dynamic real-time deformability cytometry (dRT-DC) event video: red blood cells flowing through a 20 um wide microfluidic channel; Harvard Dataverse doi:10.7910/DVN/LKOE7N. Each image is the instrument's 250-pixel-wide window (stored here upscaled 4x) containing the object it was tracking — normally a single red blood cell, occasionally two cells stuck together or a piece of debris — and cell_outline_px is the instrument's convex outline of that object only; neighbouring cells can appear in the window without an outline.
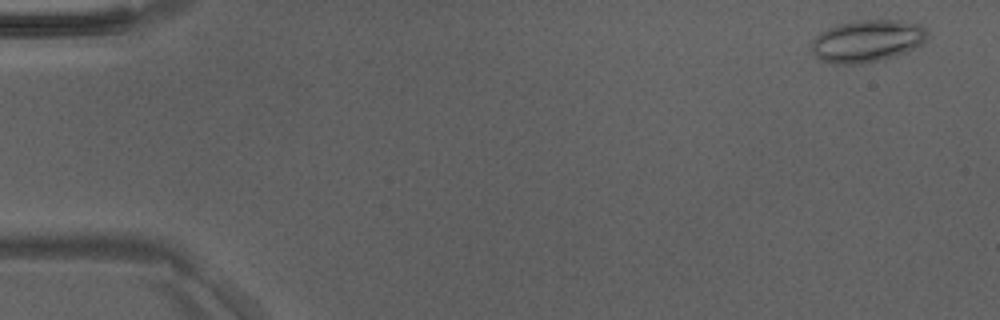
{"species": "Egyptian fruit bat (a non-hibernating species)", "species_latin": "Rousettus aegyptiacus", "temperature_condition": "room temperature", "stored_images_in_passage": 15, "camera_frame_rate_fps": 3000, "um_per_image_px": 0.085, "animal": {"sex": "male"}, "frame": {"image": 1, "passage_image": 3, "time_ms": 0.667, "image_size_px": [1000, 320], "cell_outline_px": [[928, 40], [924, 44], [904, 52], [880, 60], [860, 64], [832, 64], [820, 60], [812, 52], [812, 40], [820, 32], [836, 24], [860, 20], [896, 20], [920, 24], [928, 32]], "centroid_in_image_um": [73.71, 3.48], "position_along_channel_um": 11.3, "area_um2": 28.61}}